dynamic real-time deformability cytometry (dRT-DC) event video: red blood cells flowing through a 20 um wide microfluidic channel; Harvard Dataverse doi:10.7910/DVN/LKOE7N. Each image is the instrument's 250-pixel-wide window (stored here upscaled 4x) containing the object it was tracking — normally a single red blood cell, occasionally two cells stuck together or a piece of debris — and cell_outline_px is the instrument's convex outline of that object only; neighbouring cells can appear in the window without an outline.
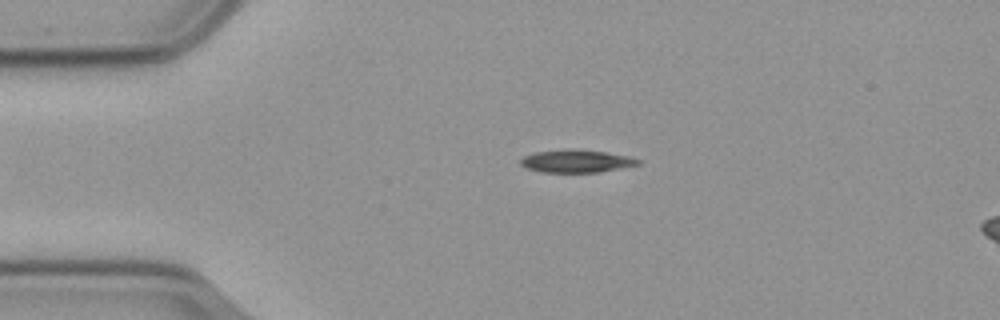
{"species": "common noctule bat (a hibernating species)", "species_latin": "Nyctalus noctula", "temperature_condition": "cold", "stored_images_in_passage": 55, "camera_frame_rate_fps": 3000, "um_per_image_px": 0.085, "animal": {"sex": "male", "body_mass_g": 23.1, "forearm_length_mm": 52.7}, "frame": {"image": 1, "passage_image": 11, "time_ms": 3.333, "image_size_px": [1000, 320], "cell_outline_px": [[640, 164], [600, 172], [544, 172], [528, 168], [520, 164], [520, 160], [524, 156], [536, 152], [604, 152], [628, 156], [640, 160]], "centroid_in_image_um": [49.02, 13.75], "position_along_channel_um": 36.0, "area_um2": 14.39}}
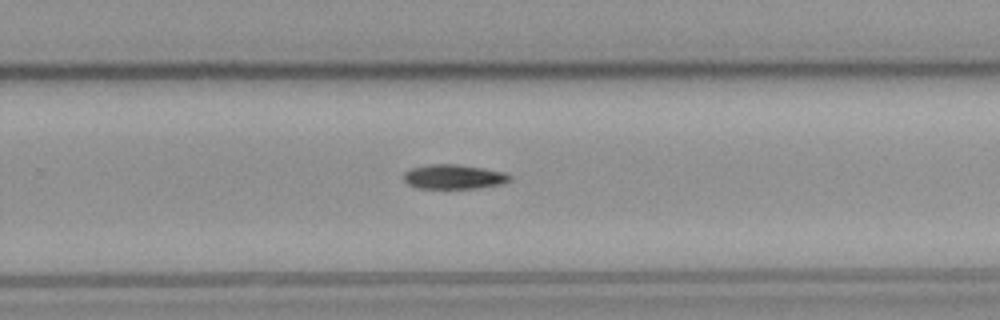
{"frame": {"image": 2, "passage_image": 35, "time_ms": 11.333, "image_size_px": [1000, 320], "cell_outline_px": [[512, 180], [504, 184], [480, 188], [416, 188], [408, 184], [404, 180], [404, 172], [412, 168], [428, 164], [456, 164], [504, 172], [512, 176]], "centroid_in_image_um": [38.59, 15.03], "position_along_channel_um": 291.2, "area_um2": 15.2}}
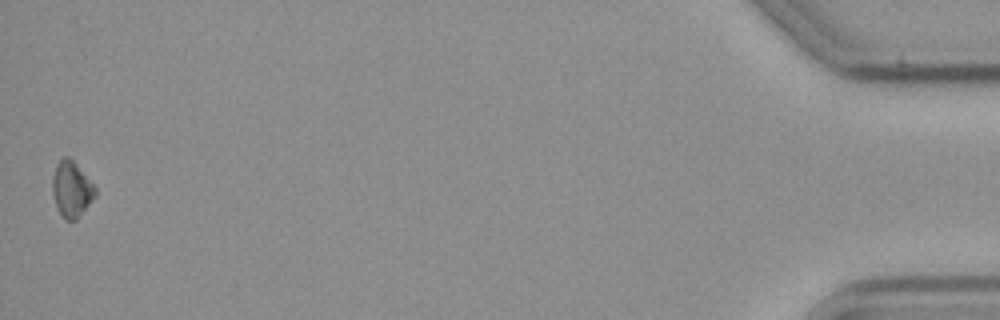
{"frame": {"image": 3, "passage_image": 55, "time_ms": 18.0, "image_size_px": [1000, 320], "cell_outline_px": [[96, 196], [76, 220], [64, 220], [56, 208], [52, 192], [52, 176], [56, 164], [64, 156], [68, 156], [76, 164], [96, 188]], "centroid_in_image_um": [6.06, 16.1], "position_along_channel_um": 429.1, "area_um2": 13.93}, "authors_computed_cell_mechanics": {"area_um2": 15.4326, "velocity_mm_per_s": 3.6045, "shape_relaxation_time_tau1_ms": 2.5557, "shape_relaxation_time_tau2_ms": null, "deformation_change_tau1": 0.0934, "deformation_change_tau2": null}}